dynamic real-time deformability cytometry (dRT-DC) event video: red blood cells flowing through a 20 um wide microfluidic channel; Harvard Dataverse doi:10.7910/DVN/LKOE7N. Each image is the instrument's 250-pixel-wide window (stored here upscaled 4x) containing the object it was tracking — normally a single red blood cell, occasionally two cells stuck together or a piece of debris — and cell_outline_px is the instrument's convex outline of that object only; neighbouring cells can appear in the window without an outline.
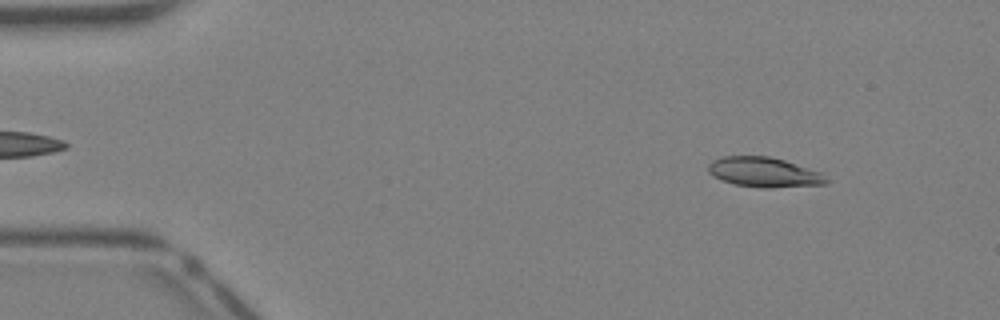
{"species": "Egyptian fruit bat (a non-hibernating species)", "species_latin": "Rousettus aegyptiacus", "temperature_condition": "warm", "stored_images_in_passage": 36, "camera_frame_rate_fps": 3000, "um_per_image_px": 0.085, "animal": {"sex": "female"}, "frame": {"image": 1, "passage_image": 1, "time_ms": 0.0, "image_size_px": [1000, 320], "cell_outline_px": [[828, 180], [824, 184], [768, 188], [764, 188], [736, 184], [720, 180], [712, 176], [708, 172], [708, 164], [712, 160], [724, 156], [768, 156], [784, 160], [820, 172]], "centroid_in_image_um": [64.88, 14.63], "position_along_channel_um": 20.1, "area_um2": 20.35}}
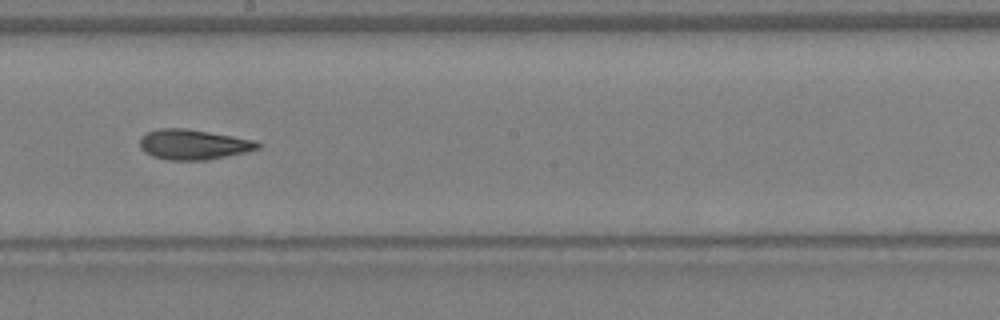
{"frame": {"image": 2, "passage_image": 19, "time_ms": 6.0, "image_size_px": [1000, 320], "cell_outline_px": [[260, 148], [244, 152], [204, 160], [168, 160], [152, 156], [144, 152], [140, 148], [140, 136], [148, 132], [160, 128], [184, 128], [232, 136], [252, 140], [260, 144]], "centroid_in_image_um": [16.36, 12.28], "position_along_channel_um": 231.8, "area_um2": 20.4}}
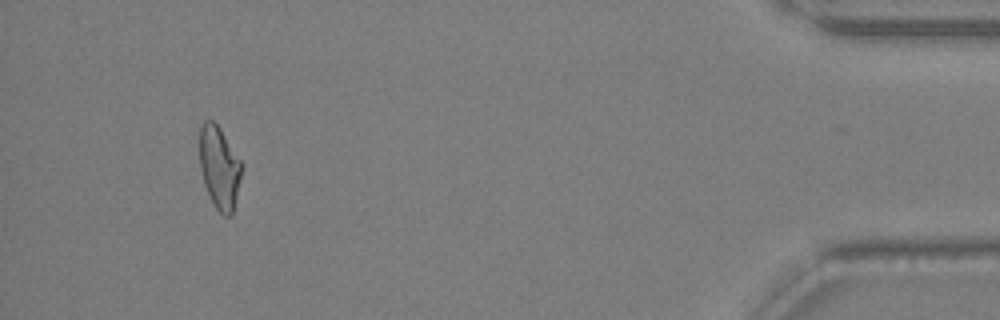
{"frame": {"image": 3, "passage_image": 34, "time_ms": 11.0, "image_size_px": [1000, 320], "cell_outline_px": [[244, 168], [232, 212], [228, 216], [224, 216], [216, 208], [208, 196], [204, 184], [200, 168], [200, 124], [204, 120], [212, 120], [220, 128], [244, 164]], "centroid_in_image_um": [18.66, 14.22], "position_along_channel_um": 416.5, "area_um2": 20.46}}